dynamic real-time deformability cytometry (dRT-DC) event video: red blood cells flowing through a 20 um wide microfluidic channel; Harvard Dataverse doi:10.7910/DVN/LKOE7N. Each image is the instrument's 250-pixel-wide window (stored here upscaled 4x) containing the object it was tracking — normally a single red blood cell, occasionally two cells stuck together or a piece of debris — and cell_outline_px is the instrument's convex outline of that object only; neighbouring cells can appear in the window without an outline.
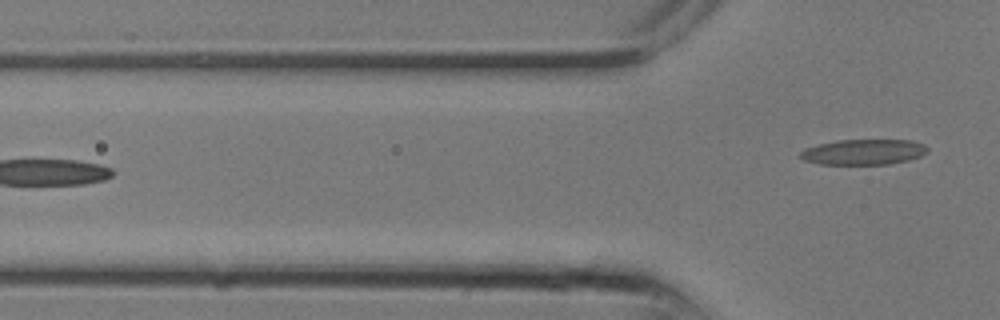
{"species": "common noctule bat (a hibernating species)", "species_latin": "Nyctalus noctula", "temperature_condition": "room temperature", "stored_images_in_passage": 10, "segment_of_instrument_passage": [2, 2], "camera_frame_rate_fps": 3000, "um_per_image_px": 0.085, "animal": {"sex": "male", "body_mass_g": 13.3}, "frame": {"image": 1, "passage_image": 10, "time_ms": 3.0, "image_size_px": [1000, 320], "cell_outline_px": [[928, 152], [920, 156], [908, 160], [888, 164], [820, 164], [804, 160], [800, 156], [800, 152], [804, 148], [820, 144], [840, 140], [912, 140], [924, 144], [928, 148]], "centroid_in_image_um": [73.42, 12.92], "position_along_channel_um": 52.4, "area_um2": 18.79}}